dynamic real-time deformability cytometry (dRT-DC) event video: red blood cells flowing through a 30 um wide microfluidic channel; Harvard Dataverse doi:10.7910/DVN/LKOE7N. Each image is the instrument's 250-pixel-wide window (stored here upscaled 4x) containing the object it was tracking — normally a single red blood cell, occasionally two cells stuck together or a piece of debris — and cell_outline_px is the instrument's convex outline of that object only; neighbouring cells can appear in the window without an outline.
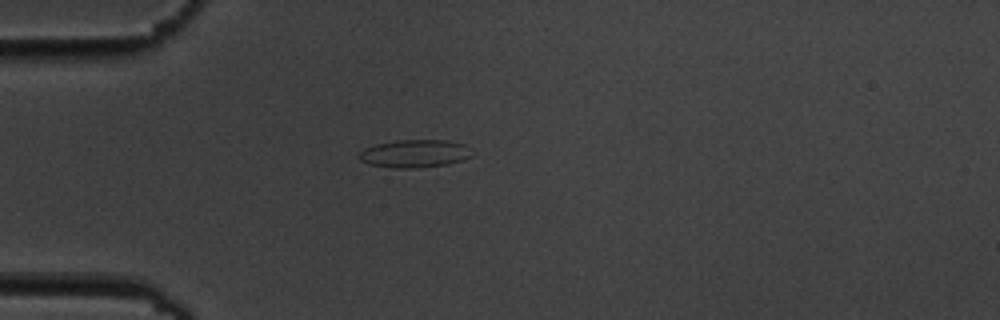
{"species": "common noctule bat (a hibernating species)", "species_latin": "Nyctalus noctula", "temperature_condition": "cold", "stored_images_in_passage": 12, "camera_frame_rate_fps": 3000, "um_per_image_px": 0.085, "animal": {"sex": "male", "body_mass_g": 19.5, "forearm_length_mm": 54.6}, "frame": {"image": 1, "passage_image": 3, "time_ms": 3.333, "image_size_px": [1000, 320], "cell_outline_px": [[476, 152], [472, 156], [448, 164], [416, 168], [396, 168], [368, 164], [360, 160], [360, 152], [364, 148], [376, 144], [396, 140], [444, 140], [464, 144]], "centroid_in_image_um": [35.28, 13.05], "position_along_channel_um": 49.7, "area_um2": 18.38}}
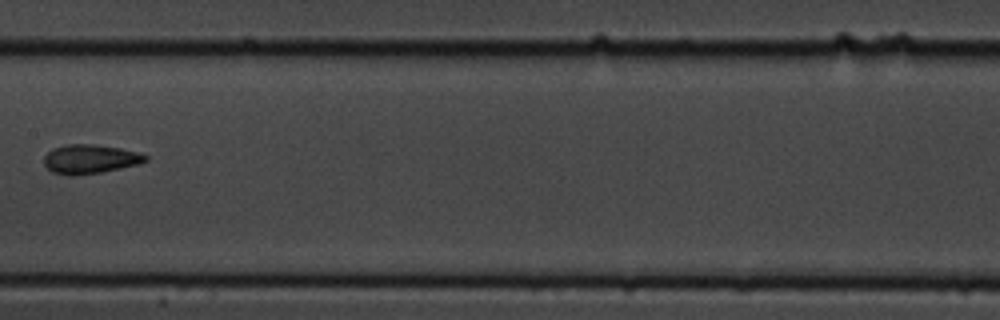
{"frame": {"image": 2, "passage_image": 7, "time_ms": 8.0, "image_size_px": [1000, 320], "cell_outline_px": [[148, 160], [136, 164], [120, 168], [100, 172], [72, 176], [52, 172], [44, 164], [44, 156], [52, 148], [68, 144], [92, 144], [120, 148], [136, 152], [148, 156]], "centroid_in_image_um": [7.61, 13.51], "position_along_channel_um": 199.8, "area_um2": 16.99}}
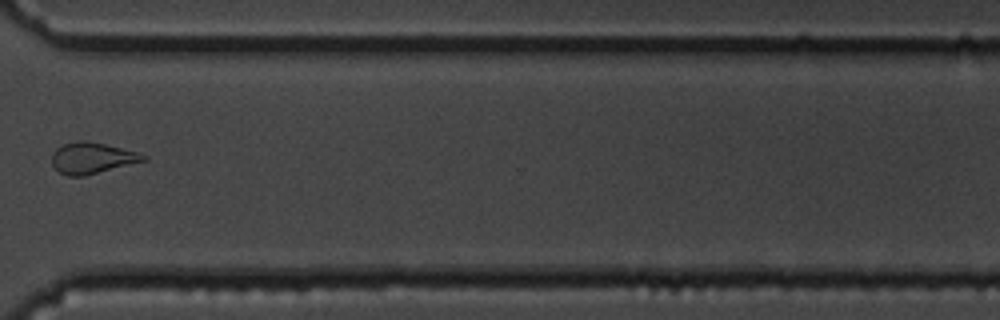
{"frame": {"image": 3, "passage_image": 11, "time_ms": 12.667, "image_size_px": [1000, 320], "cell_outline_px": [[148, 160], [84, 176], [68, 176], [60, 172], [52, 164], [52, 152], [56, 148], [64, 144], [76, 140], [88, 140], [136, 152], [148, 156]], "centroid_in_image_um": [7.81, 13.43], "position_along_channel_um": 362.8, "area_um2": 16.59}, "authors_computed_cell_mechanics": {"area_um2": 16.6464, "velocity_mm_per_s": 3.5062, "shape_relaxation_time_tau1_ms": 3.7384, "shape_relaxation_time_tau2_ms": 3.776, "deformation_change_tau1": 0.1155, "deformation_change_tau2": 0.0833}}